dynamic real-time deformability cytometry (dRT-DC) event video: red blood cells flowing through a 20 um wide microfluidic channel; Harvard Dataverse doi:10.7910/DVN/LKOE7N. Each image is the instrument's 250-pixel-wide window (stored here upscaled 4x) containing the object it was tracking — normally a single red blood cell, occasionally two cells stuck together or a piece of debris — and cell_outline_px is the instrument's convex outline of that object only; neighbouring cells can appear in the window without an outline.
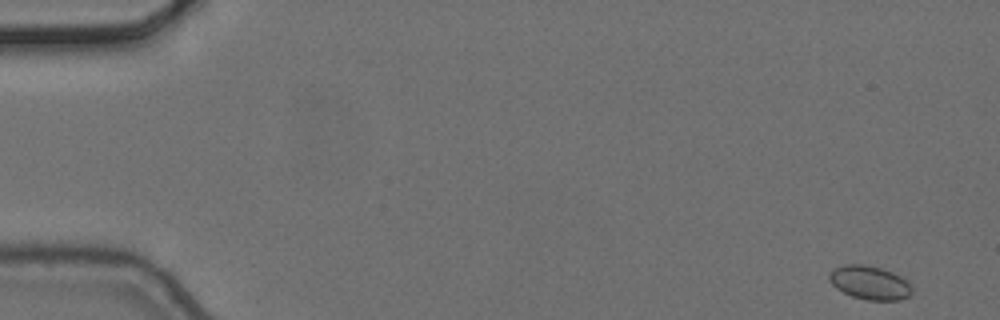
{"species": "common noctule bat (a hibernating species)", "species_latin": "Nyctalus noctula", "temperature_condition": "cold", "stored_images_in_passage": 5, "camera_frame_rate_fps": 3000, "um_per_image_px": 0.085, "animal": {"sex": "female", "body_mass_g": 24.6, "forearm_length_mm": 56.2}, "frame": {"image": 1, "passage_image": 1, "time_ms": 0.0, "image_size_px": [1000, 320], "cell_outline_px": [[912, 292], [908, 296], [900, 300], [868, 300], [852, 296], [836, 288], [828, 280], [828, 276], [832, 268], [844, 264], [864, 264], [880, 268], [892, 272], [908, 280], [912, 288]], "centroid_in_image_um": [73.91, 24.01], "position_along_channel_um": 11.1, "area_um2": 16.36}}
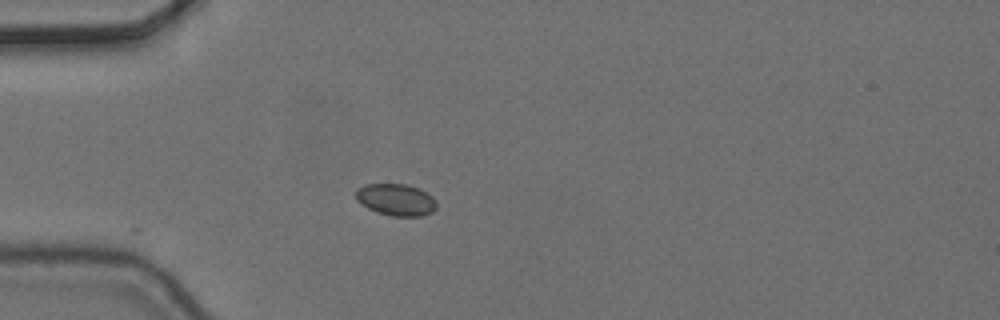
{"frame": {"image": 2, "passage_image": 5, "time_ms": 1.333, "image_size_px": [1000, 320], "cell_outline_px": [[436, 208], [432, 212], [420, 216], [392, 216], [376, 212], [368, 208], [356, 200], [356, 188], [364, 184], [404, 184], [420, 188], [432, 196], [436, 200]], "centroid_in_image_um": [33.65, 16.97], "position_along_channel_um": 51.3, "area_um2": 15.09}}